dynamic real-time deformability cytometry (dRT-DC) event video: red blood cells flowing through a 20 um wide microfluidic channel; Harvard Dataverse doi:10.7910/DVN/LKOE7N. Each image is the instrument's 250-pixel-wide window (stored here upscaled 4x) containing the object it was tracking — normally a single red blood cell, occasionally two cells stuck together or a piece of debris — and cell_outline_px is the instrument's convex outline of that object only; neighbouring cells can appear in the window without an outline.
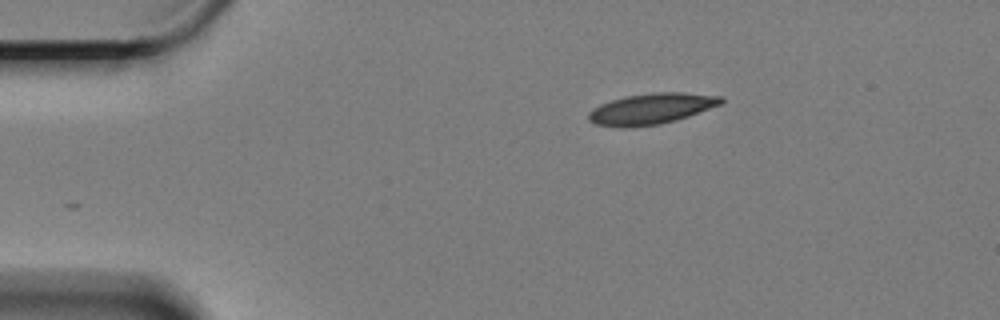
{"species": "Egyptian fruit bat (a non-hibernating species)", "species_latin": "Rousettus aegyptiacus", "temperature_condition": "cold", "stored_images_in_passage": 7, "camera_frame_rate_fps": 3000, "um_per_image_px": 0.085, "animal": {"sex": "female"}, "frame": {"image": 1, "passage_image": 1, "time_ms": 0.0, "image_size_px": [1000, 320], "cell_outline_px": [[724, 100], [720, 104], [688, 116], [676, 120], [660, 124], [624, 128], [596, 124], [588, 120], [588, 112], [592, 108], [600, 104], [624, 96], [656, 92], [684, 92], [724, 96]], "centroid_in_image_um": [55.35, 9.24], "position_along_channel_um": 29.7, "area_um2": 23.87}}